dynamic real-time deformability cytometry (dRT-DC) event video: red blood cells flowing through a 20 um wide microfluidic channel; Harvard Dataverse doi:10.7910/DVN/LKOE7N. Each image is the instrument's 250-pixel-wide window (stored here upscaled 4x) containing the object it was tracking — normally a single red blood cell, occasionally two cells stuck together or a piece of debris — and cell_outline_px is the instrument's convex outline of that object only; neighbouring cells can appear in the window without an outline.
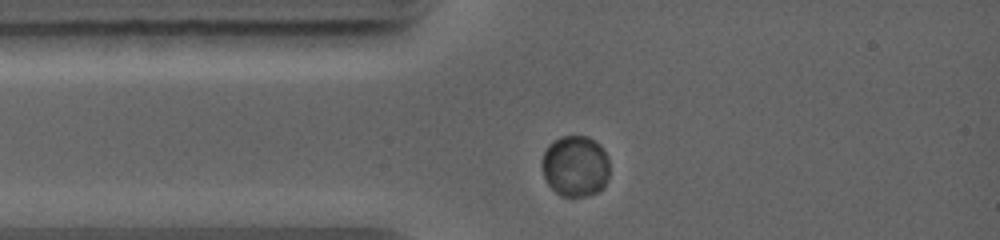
{"species": "common noctule bat (a hibernating species)", "species_latin": "Nyctalus noctula", "temperature_condition": "warm", "stored_images_in_passage": 12, "camera_frame_rate_fps": 5000, "um_per_image_px": 0.085, "animal": {"sex": "female", "body_mass_g": 19.0, "forearm_length_mm": 56.7}, "frame": {"image": 1, "passage_image": 1, "time_ms": 0.0, "image_size_px": [1000, 240], "cell_outline_px": [[608, 176], [604, 184], [596, 192], [588, 196], [560, 196], [548, 184], [544, 176], [544, 152], [548, 144], [560, 136], [588, 136], [600, 144], [608, 160]], "centroid_in_image_um": [48.9, 14.1], "position_along_channel_um": 36.1, "area_um2": 23.76}}
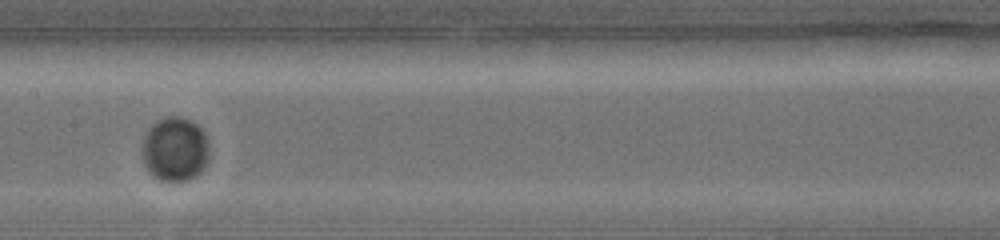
{"frame": {"image": 2, "passage_image": 5, "time_ms": 3.6, "image_size_px": [1000, 240], "cell_outline_px": [[208, 160], [204, 168], [196, 176], [188, 180], [160, 180], [144, 164], [144, 136], [148, 128], [152, 124], [168, 116], [180, 116], [196, 124], [204, 132], [208, 144]], "centroid_in_image_um": [14.91, 12.67], "position_along_channel_um": 192.5, "area_um2": 24.62}}
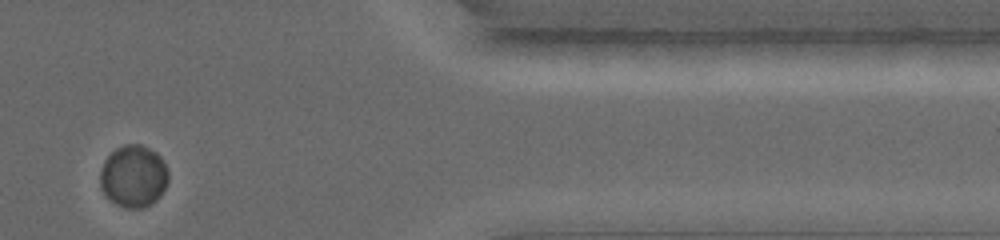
{"frame": {"image": 3, "passage_image": 11, "time_ms": 8.8, "image_size_px": [1000, 240], "cell_outline_px": [[168, 180], [160, 196], [156, 200], [140, 208], [128, 208], [116, 204], [104, 192], [100, 184], [100, 172], [104, 160], [116, 148], [124, 144], [140, 144], [156, 152], [160, 156], [168, 172]], "centroid_in_image_um": [11.34, 14.96], "position_along_channel_um": 400.1, "area_um2": 24.39}}